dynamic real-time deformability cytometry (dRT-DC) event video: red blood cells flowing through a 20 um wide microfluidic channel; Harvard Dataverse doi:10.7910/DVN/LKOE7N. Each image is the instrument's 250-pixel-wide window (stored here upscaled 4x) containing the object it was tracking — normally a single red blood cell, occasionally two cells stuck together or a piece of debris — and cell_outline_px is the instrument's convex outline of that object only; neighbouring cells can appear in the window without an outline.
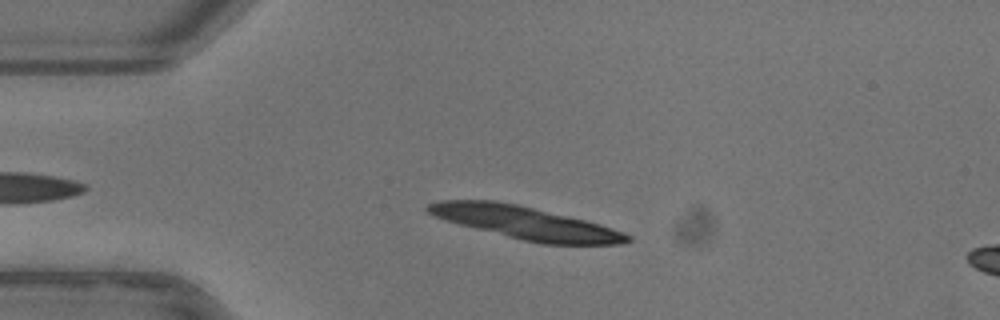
{"species": "common noctule bat (a hibernating species)", "species_latin": "Nyctalus noctula", "temperature_condition": "warm", "stored_images_in_passage": 49, "camera_frame_rate_fps": 3000, "um_per_image_px": 0.085, "animal": {"sex": "female"}, "frame": {"image": 1, "passage_image": 8, "time_ms": 2.333, "image_size_px": [1000, 320], "cell_outline_px": [[632, 240], [620, 244], [540, 244], [444, 220], [428, 212], [424, 208], [428, 204], [440, 200], [492, 200], [516, 204], [584, 220], [600, 224], [624, 232], [632, 236]], "centroid_in_image_um": [44.68, 18.93], "position_along_channel_um": 40.3, "area_um2": 37.45}}
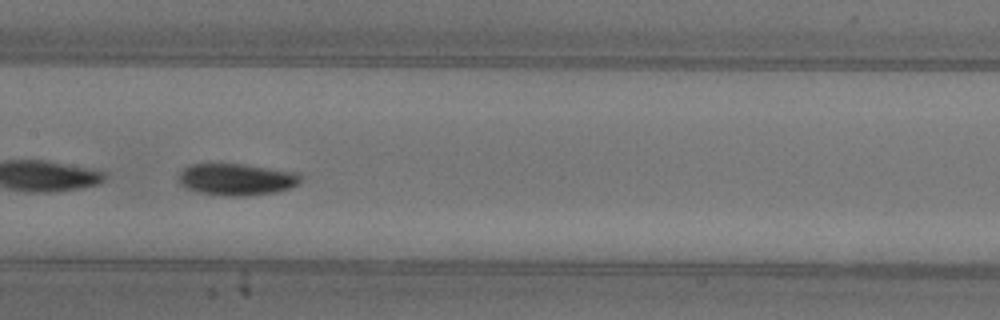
{"frame": {"image": 2, "passage_image": 22, "time_ms": 7.0, "image_size_px": [1000, 320], "cell_outline_px": [[304, 176], [300, 184], [276, 192], [244, 196], [228, 196], [196, 192], [180, 184], [176, 180], [176, 176], [188, 164], [244, 164], [300, 172]], "centroid_in_image_um": [20.13, 15.24], "position_along_channel_um": 187.3, "area_um2": 23.06}, "authors_computed_cell_mechanics": {"area_um2": 22.253, "velocity_mm_per_s": 3.9211, "shape_relaxation_time_tau1_ms": 2.5851, "shape_relaxation_time_tau2_ms": 2.9441, "deformation_change_tau1": 0.15, "deformation_change_tau2": 0.0615}}